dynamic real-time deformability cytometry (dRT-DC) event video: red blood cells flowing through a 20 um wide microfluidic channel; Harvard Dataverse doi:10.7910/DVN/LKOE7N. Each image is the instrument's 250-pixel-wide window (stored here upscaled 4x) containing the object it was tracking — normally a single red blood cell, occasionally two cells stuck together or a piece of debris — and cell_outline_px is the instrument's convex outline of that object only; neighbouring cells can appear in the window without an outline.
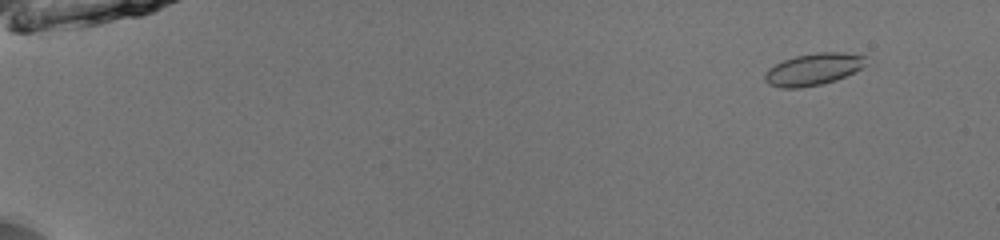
{"species": "common noctule bat (a hibernating species)", "species_latin": "Nyctalus noctula", "temperature_condition": "room temperature", "stored_images_in_passage": 53, "camera_frame_rate_fps": 3000, "um_per_image_px": 0.085, "animal": {"sex": "male", "body_mass_g": 13.0, "forearm_length_mm": 53.1}, "frame": {"image": 1, "passage_image": 6, "time_ms": 1.667, "image_size_px": [1000, 240], "cell_outline_px": [[868, 64], [836, 80], [820, 84], [800, 88], [780, 88], [768, 84], [764, 80], [764, 72], [768, 68], [784, 60], [796, 56], [820, 52], [840, 52], [864, 56]], "centroid_in_image_um": [69.09, 5.9], "position_along_channel_um": 15.9, "area_um2": 18.67}}
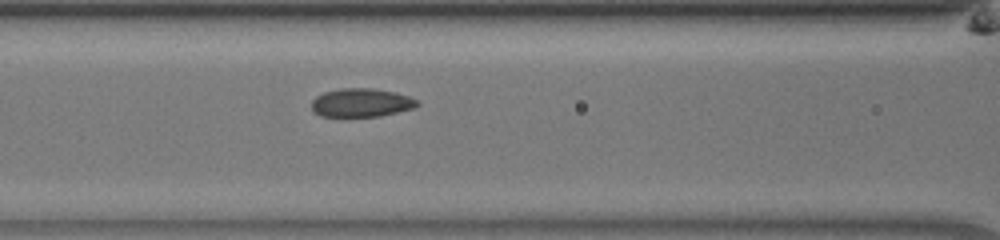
{"frame": {"image": 2, "passage_image": 26, "time_ms": 8.333, "image_size_px": [1000, 240], "cell_outline_px": [[420, 104], [412, 108], [380, 116], [320, 116], [312, 108], [312, 100], [316, 96], [324, 92], [340, 88], [372, 88], [396, 92], [420, 100]], "centroid_in_image_um": [30.73, 8.71], "position_along_channel_um": 135.9, "area_um2": 17.51}}
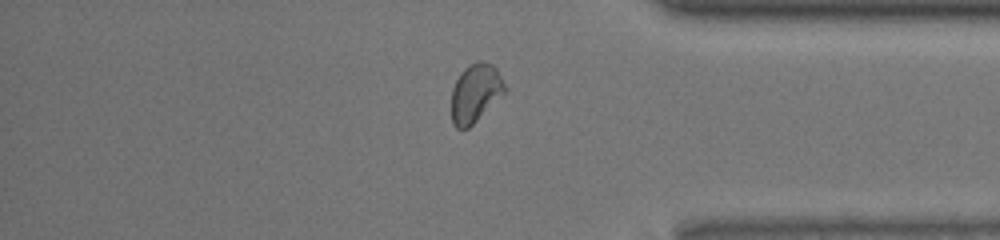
{"frame": {"image": 3, "passage_image": 46, "time_ms": 15.0, "image_size_px": [1000, 240], "cell_outline_px": [[508, 92], [468, 128], [456, 128], [452, 124], [452, 88], [460, 72], [468, 64], [476, 60], [480, 60], [492, 64], [496, 68], [508, 88]], "centroid_in_image_um": [40.45, 7.88], "position_along_channel_um": 394.8, "area_um2": 18.61}, "authors_computed_cell_mechanics": {"area_um2": 18.207, "velocity_mm_per_s": 4.0202, "shape_relaxation_time_tau1_ms": 3.9975, "shape_relaxation_time_tau2_ms": 1.1004, "deformation_change_tau1": 0.0832, "deformation_change_tau2": 0.0374}}